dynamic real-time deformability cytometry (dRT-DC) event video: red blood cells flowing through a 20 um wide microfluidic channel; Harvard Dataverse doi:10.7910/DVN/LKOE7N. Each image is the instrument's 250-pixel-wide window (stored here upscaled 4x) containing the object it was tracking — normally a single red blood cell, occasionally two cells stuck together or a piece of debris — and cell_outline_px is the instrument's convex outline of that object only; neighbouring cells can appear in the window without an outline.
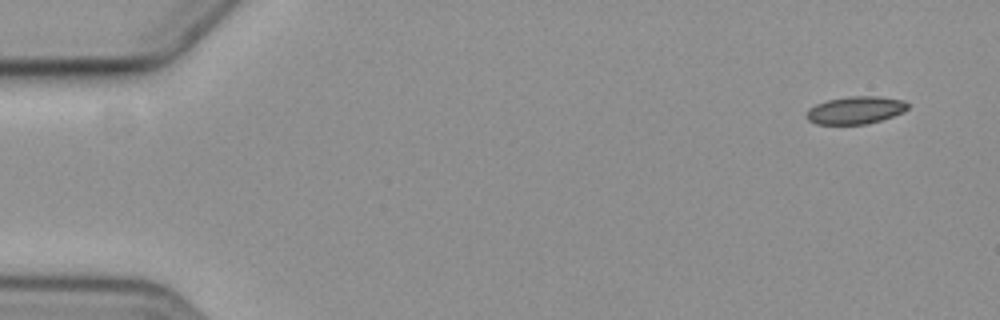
{"species": "common noctule bat (a hibernating species)", "species_latin": "Nyctalus noctula", "temperature_condition": "cold", "stored_images_in_passage": 5, "camera_frame_rate_fps": 3000, "um_per_image_px": 0.085, "animal": {"sex": "female", "body_mass_g": 19.3, "forearm_length_mm": 54.1}, "frame": {"image": 1, "passage_image": 1, "time_ms": 0.0, "image_size_px": [1000, 320], "cell_outline_px": [[908, 108], [904, 112], [868, 124], [816, 124], [808, 120], [804, 116], [804, 112], [808, 108], [816, 104], [828, 100], [848, 96], [880, 96], [904, 100], [908, 104]], "centroid_in_image_um": [72.68, 9.36], "position_along_channel_um": 12.3, "area_um2": 16.47}}
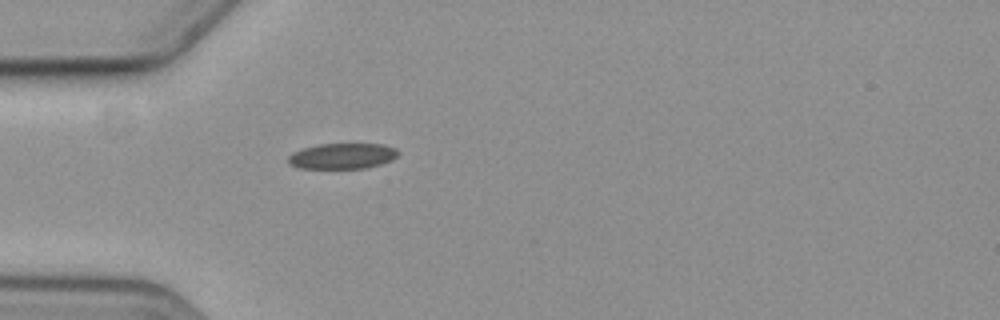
{"frame": {"image": 2, "passage_image": 5, "time_ms": 4.667, "image_size_px": [1000, 320], "cell_outline_px": [[400, 152], [392, 160], [380, 164], [364, 168], [300, 168], [288, 164], [288, 156], [292, 152], [304, 148], [320, 144], [384, 144], [396, 148]], "centroid_in_image_um": [29.1, 13.26], "position_along_channel_um": 55.9, "area_um2": 16.42}}